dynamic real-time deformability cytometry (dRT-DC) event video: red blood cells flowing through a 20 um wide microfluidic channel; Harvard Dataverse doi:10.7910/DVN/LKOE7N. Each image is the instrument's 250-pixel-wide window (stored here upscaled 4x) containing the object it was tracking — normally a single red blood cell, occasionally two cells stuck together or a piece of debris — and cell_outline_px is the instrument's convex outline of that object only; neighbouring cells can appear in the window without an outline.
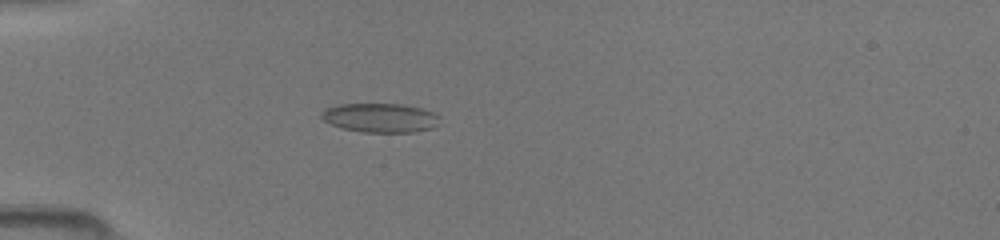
{"species": "common noctule bat (a hibernating species)", "species_latin": "Nyctalus noctula", "temperature_condition": "room temperature", "stored_images_in_passage": 31, "camera_frame_rate_fps": 3000, "um_per_image_px": 0.085, "animal": {"sex": "female", "body_mass_g": 19.5, "forearm_length_mm": 54.1}, "frame": {"image": 1, "passage_image": 1, "time_ms": 0.0, "image_size_px": [1000, 240], "cell_outline_px": [[440, 116], [432, 128], [416, 132], [364, 132], [344, 128], [332, 124], [324, 120], [320, 116], [320, 112], [328, 108], [340, 104], [400, 104], [420, 108], [432, 112]], "centroid_in_image_um": [32.31, 10.01], "position_along_channel_um": 52.7, "area_um2": 19.77}}
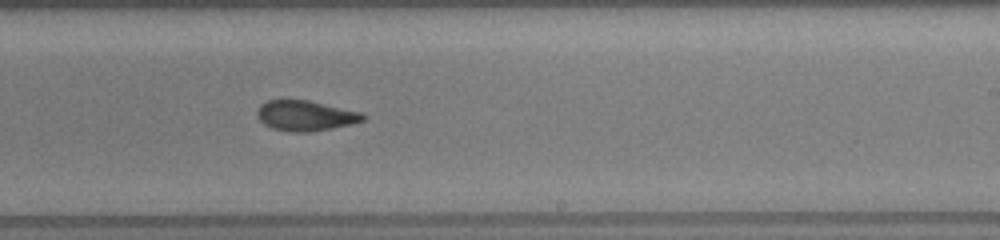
{"frame": {"image": 2, "passage_image": 17, "time_ms": 5.333, "image_size_px": [1000, 240], "cell_outline_px": [[368, 116], [364, 120], [352, 124], [308, 132], [292, 132], [272, 128], [264, 124], [256, 116], [256, 112], [260, 104], [268, 100], [308, 100], [360, 112]], "centroid_in_image_um": [25.94, 9.83], "position_along_channel_um": 263.1, "area_um2": 18.61}}
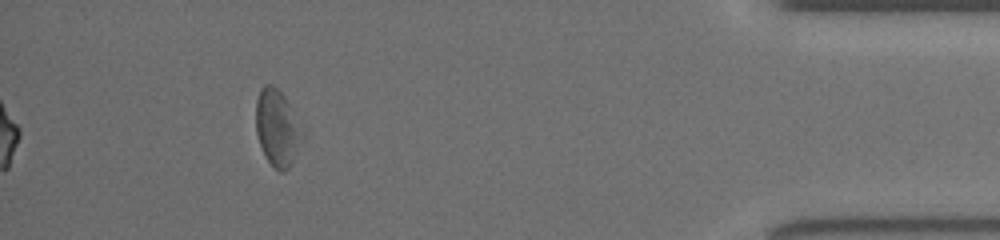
{"frame": {"image": 3, "passage_image": 31, "time_ms": 10.0, "image_size_px": [1000, 240], "cell_outline_px": [[292, 160], [288, 168], [284, 172], [280, 172], [264, 156], [256, 132], [256, 100], [260, 88], [264, 84], [272, 84], [284, 96], [288, 104], [292, 128]], "centroid_in_image_um": [23.31, 10.79], "position_along_channel_um": 411.9, "area_um2": 17.8}}